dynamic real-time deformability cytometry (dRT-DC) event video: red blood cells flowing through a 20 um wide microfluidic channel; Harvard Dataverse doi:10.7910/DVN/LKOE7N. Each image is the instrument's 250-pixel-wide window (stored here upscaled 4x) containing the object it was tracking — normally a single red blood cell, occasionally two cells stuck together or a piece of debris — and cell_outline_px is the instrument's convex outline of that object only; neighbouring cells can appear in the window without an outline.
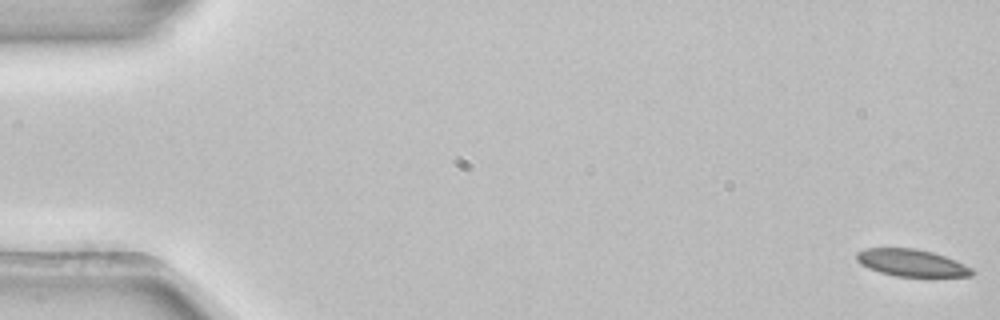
{"species": "common noctule bat (a hibernating species)", "species_latin": "Nyctalus noctula", "temperature_condition": "room temperature", "stored_images_in_passage": 5, "camera_frame_rate_fps": 3000, "um_per_image_px": 0.085, "animal": {"sex": "female", "body_mass_g": 22.7, "forearm_length_mm": 54.2}, "frame": {"image": 1, "passage_image": 1, "time_ms": 0.0, "image_size_px": [1000, 320], "cell_outline_px": [[976, 272], [972, 276], [896, 276], [880, 272], [868, 268], [860, 264], [856, 260], [856, 252], [864, 248], [916, 248], [932, 252], [956, 260], [972, 268]], "centroid_in_image_um": [77.47, 22.33], "position_along_channel_um": 7.5, "area_um2": 18.26}}
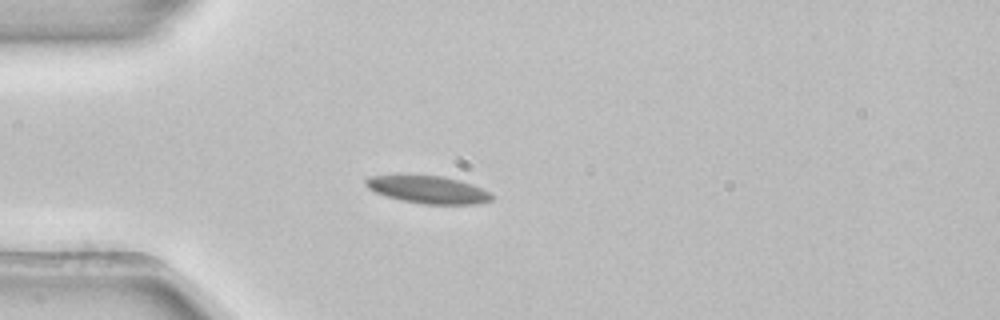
{"frame": {"image": 2, "passage_image": 5, "time_ms": 1.333, "image_size_px": [1000, 320], "cell_outline_px": [[492, 200], [476, 204], [424, 204], [400, 200], [376, 192], [368, 188], [364, 184], [364, 180], [368, 176], [444, 176], [460, 180], [472, 184], [488, 192], [492, 196]], "centroid_in_image_um": [36.38, 16.12], "position_along_channel_um": 48.6, "area_um2": 19.88}}